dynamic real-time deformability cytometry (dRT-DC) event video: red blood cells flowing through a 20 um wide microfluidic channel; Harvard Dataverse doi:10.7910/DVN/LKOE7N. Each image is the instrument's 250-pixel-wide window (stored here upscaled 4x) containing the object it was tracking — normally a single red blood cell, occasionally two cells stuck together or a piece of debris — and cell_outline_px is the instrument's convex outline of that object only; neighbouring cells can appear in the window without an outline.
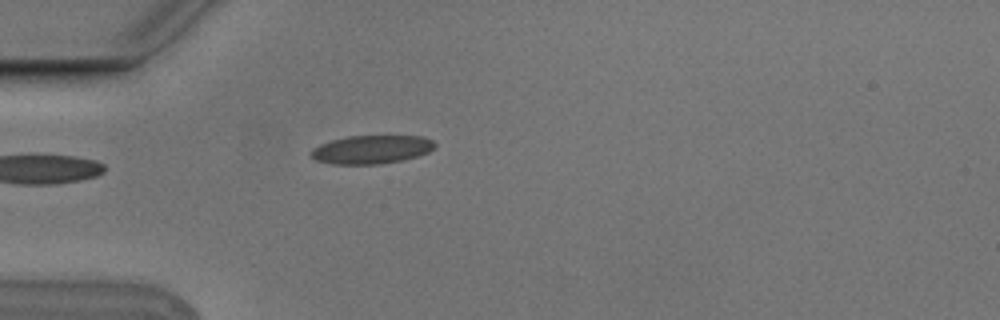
{"species": "Egyptian fruit bat (a non-hibernating species)", "species_latin": "Rousettus aegyptiacus", "temperature_condition": "cold", "stored_images_in_passage": 5, "camera_frame_rate_fps": 3000, "um_per_image_px": 0.085, "animal": {"sex": "male"}, "frame": {"image": 1, "passage_image": 5, "time_ms": 1.333, "image_size_px": [1000, 320], "cell_outline_px": [[436, 144], [428, 152], [404, 160], [380, 164], [332, 164], [316, 160], [308, 152], [312, 148], [320, 144], [332, 140], [348, 136], [420, 136], [432, 140]], "centroid_in_image_um": [31.54, 12.71], "position_along_channel_um": 53.5, "area_um2": 20.46}}